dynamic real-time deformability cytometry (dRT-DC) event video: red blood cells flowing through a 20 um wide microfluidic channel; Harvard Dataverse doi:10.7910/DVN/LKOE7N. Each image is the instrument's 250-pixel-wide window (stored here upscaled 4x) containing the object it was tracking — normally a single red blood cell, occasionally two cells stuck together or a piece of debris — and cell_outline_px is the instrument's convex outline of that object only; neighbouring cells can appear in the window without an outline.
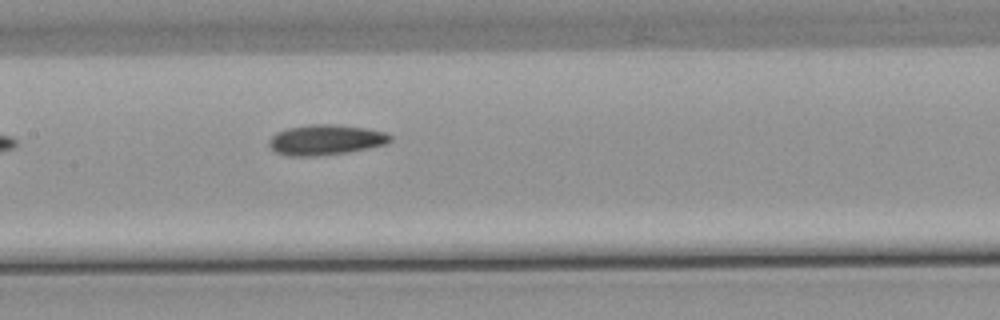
{"species": "common noctule bat (a hibernating species)", "species_latin": "Nyctalus noctula", "temperature_condition": "warm", "stored_images_in_passage": 7, "camera_frame_rate_fps": 3000, "um_per_image_px": 0.085, "animal": {"sex": "male", "body_mass_g": 21.5, "forearm_length_mm": 52.0}, "frame": {"image": 1, "passage_image": 7, "time_ms": 8.0, "image_size_px": [1000, 320], "cell_outline_px": [[392, 140], [388, 144], [348, 152], [312, 156], [288, 156], [276, 152], [268, 144], [268, 140], [276, 132], [288, 128], [308, 124], [332, 124], [364, 128], [384, 132], [392, 136]], "centroid_in_image_um": [27.67, 11.88], "position_along_channel_um": 179.7, "area_um2": 21.39}}